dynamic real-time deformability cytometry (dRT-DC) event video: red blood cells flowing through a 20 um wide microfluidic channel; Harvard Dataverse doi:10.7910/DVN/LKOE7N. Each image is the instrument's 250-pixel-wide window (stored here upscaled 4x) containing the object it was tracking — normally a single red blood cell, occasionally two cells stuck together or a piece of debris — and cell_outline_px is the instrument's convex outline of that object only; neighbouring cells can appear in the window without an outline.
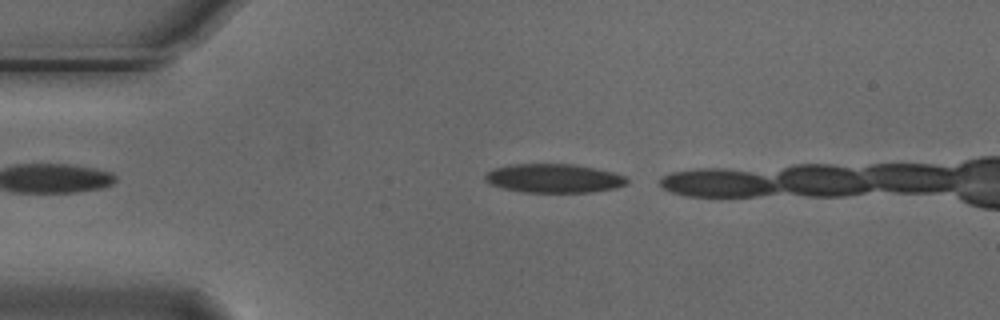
{"species": "Egyptian fruit bat (a non-hibernating species)", "species_latin": "Rousettus aegyptiacus", "temperature_condition": "cold", "stored_images_in_passage": 9, "camera_frame_rate_fps": 3000, "um_per_image_px": 0.085, "animal": {"sex": "male"}, "frame": {"image": 1, "passage_image": 1, "time_ms": 0.0, "image_size_px": [1000, 320], "cell_outline_px": [[628, 184], [616, 188], [592, 192], [520, 192], [488, 184], [484, 180], [484, 176], [488, 172], [496, 168], [508, 164], [572, 164], [612, 172], [624, 176], [628, 180]], "centroid_in_image_um": [47.05, 15.16], "position_along_channel_um": 38.0, "area_um2": 23.81}}
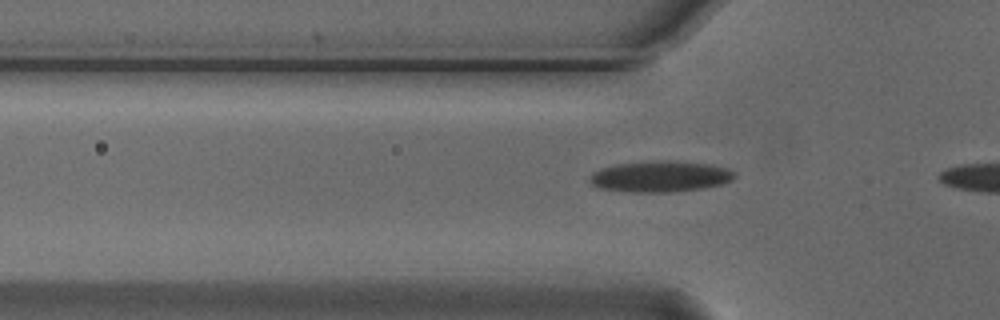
{"frame": {"image": 2, "passage_image": 6, "time_ms": 1.667, "image_size_px": [1000, 320], "cell_outline_px": [[736, 176], [732, 180], [724, 184], [704, 188], [672, 192], [628, 192], [600, 188], [592, 184], [588, 180], [588, 176], [592, 172], [600, 168], [616, 164], [652, 160], [676, 160], [712, 164], [728, 168], [736, 172]], "centroid_in_image_um": [56.14, 14.99], "position_along_channel_um": 69.7, "area_um2": 26.88}}